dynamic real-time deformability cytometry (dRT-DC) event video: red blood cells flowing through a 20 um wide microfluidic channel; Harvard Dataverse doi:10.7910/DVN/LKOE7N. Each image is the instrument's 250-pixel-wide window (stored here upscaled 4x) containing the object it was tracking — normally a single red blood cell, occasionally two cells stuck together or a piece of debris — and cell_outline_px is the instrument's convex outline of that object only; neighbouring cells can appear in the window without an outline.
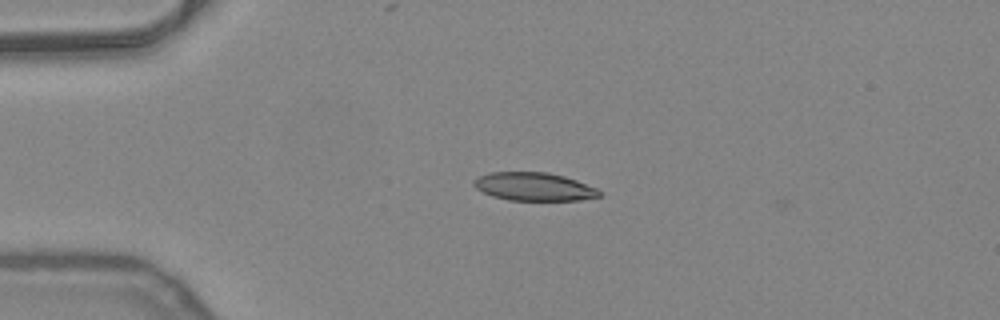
{"species": "common noctule bat (a hibernating species)", "species_latin": "Nyctalus noctula", "temperature_condition": "warm", "stored_images_in_passage": 43, "camera_frame_rate_fps": 3000, "um_per_image_px": 0.085, "animal": {"sex": "female", "body_mass_g": 24.6, "forearm_length_mm": 56.2}, "frame": {"image": 1, "passage_image": 4, "time_ms": 1.0, "image_size_px": [1000, 320], "cell_outline_px": [[600, 196], [580, 200], [508, 200], [492, 196], [476, 188], [472, 184], [472, 180], [488, 172], [548, 172], [564, 176], [576, 180], [596, 188], [600, 192]], "centroid_in_image_um": [45.35, 15.86], "position_along_channel_um": 39.6, "area_um2": 20.58}}
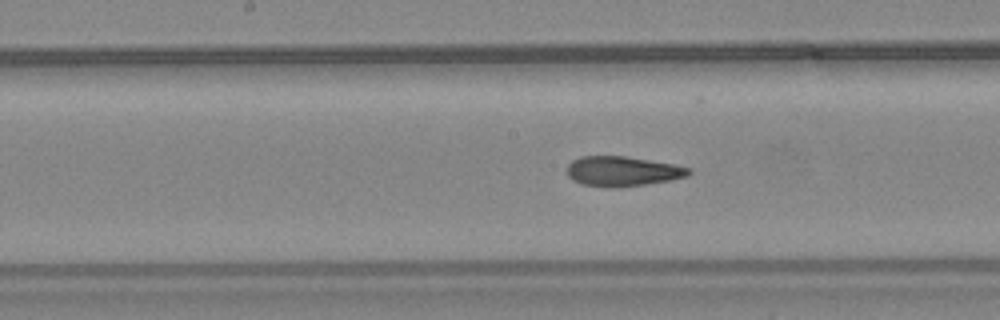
{"frame": {"image": 2, "passage_image": 18, "time_ms": 5.667, "image_size_px": [1000, 320], "cell_outline_px": [[692, 172], [688, 176], [672, 180], [620, 188], [612, 188], [580, 184], [572, 180], [568, 176], [568, 164], [572, 160], [580, 156], [624, 156], [672, 164], [688, 168]], "centroid_in_image_um": [52.88, 14.57], "position_along_channel_um": 195.3, "area_um2": 21.27}}
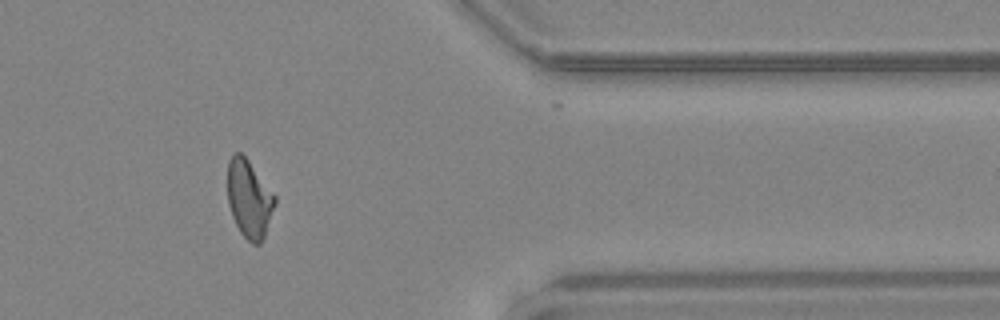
{"frame": {"image": 3, "passage_image": 34, "time_ms": 11.0, "image_size_px": [1000, 320], "cell_outline_px": [[276, 204], [264, 236], [260, 244], [252, 244], [240, 232], [232, 216], [228, 204], [228, 160], [236, 152], [240, 152], [248, 160], [276, 196]], "centroid_in_image_um": [21.18, 16.91], "position_along_channel_um": 390.2, "area_um2": 21.33}, "authors_computed_cell_mechanics": {"area_um2": 21.386, "velocity_mm_per_s": 4.045, "shape_relaxation_time_tau1_ms": null, "shape_relaxation_time_tau2_ms": 2.0851, "deformation_change_tau1": null, "deformation_change_tau2": 0.0856}}